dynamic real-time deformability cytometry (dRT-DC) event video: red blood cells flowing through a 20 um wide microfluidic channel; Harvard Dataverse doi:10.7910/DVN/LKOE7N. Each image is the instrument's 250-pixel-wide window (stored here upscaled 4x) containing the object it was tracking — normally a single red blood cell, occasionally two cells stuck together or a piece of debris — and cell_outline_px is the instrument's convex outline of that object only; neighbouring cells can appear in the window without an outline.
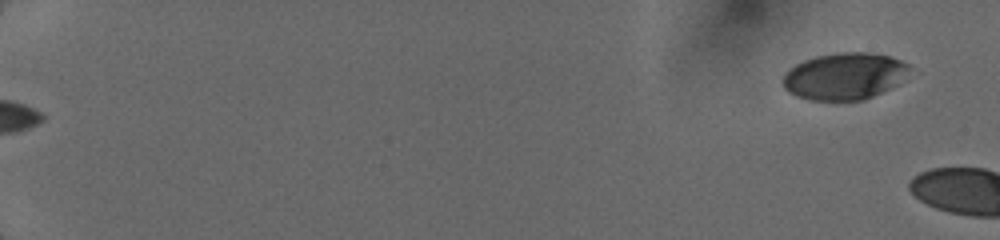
{"species": "human", "species_latin": "Homo sapiens", "temperature_condition": "cold", "stored_images_in_passage": 4, "camera_frame_rate_fps": 3000, "um_per_image_px": 0.085, "donor": {"sex": "female"}, "frame": {"image": 1, "passage_image": 1, "time_ms": 0.0, "image_size_px": [1000, 240], "cell_outline_px": [[912, 68], [896, 84], [872, 96], [860, 100], [808, 100], [796, 96], [788, 92], [784, 88], [780, 80], [784, 72], [796, 64], [804, 60], [816, 56], [836, 52], [868, 52], [888, 56], [900, 60], [908, 64]], "centroid_in_image_um": [71.71, 6.46], "position_along_channel_um": 13.3, "area_um2": 34.56}}